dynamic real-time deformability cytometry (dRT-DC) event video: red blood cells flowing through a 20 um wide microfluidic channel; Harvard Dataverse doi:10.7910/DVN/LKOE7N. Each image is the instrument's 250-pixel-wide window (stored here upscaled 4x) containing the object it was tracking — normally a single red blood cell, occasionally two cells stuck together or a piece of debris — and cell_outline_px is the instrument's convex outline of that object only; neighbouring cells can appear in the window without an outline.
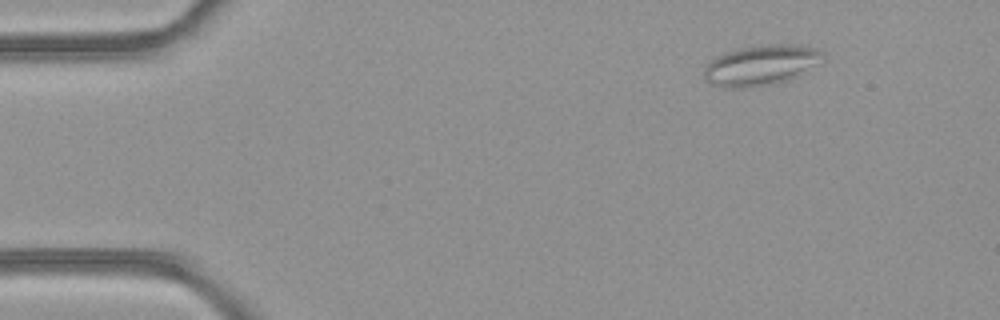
{"species": "common noctule bat (a hibernating species)", "species_latin": "Nyctalus noctula", "temperature_condition": "room temperature", "stored_images_in_passage": 43, "camera_frame_rate_fps": 3000, "um_per_image_px": 0.085, "animal": {"sex": "female", "body_mass_g": 21.9}, "frame": {"image": 1, "passage_image": 1, "time_ms": 0.0, "image_size_px": [1000, 320], "cell_outline_px": [[824, 56], [796, 76], [788, 80], [772, 84], [744, 88], [724, 88], [712, 84], [704, 80], [704, 68], [712, 60], [724, 52], [740, 48], [760, 44], [796, 44], [816, 48], [824, 52]], "centroid_in_image_um": [64.62, 5.53], "position_along_channel_um": 20.4, "area_um2": 27.69}}
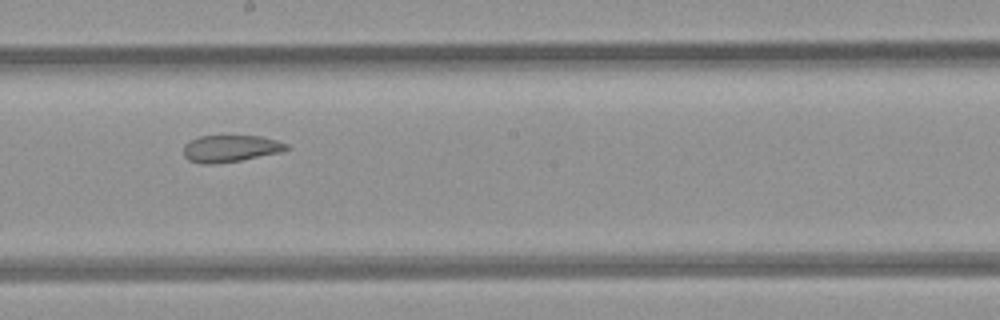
{"frame": {"image": 2, "passage_image": 22, "time_ms": 7.0, "image_size_px": [1000, 320], "cell_outline_px": [[292, 148], [280, 152], [240, 160], [216, 164], [200, 164], [188, 160], [184, 156], [184, 144], [200, 136], [260, 136], [276, 140], [288, 144]], "centroid_in_image_um": [19.59, 12.63], "position_along_channel_um": 228.6, "area_um2": 16.13}}
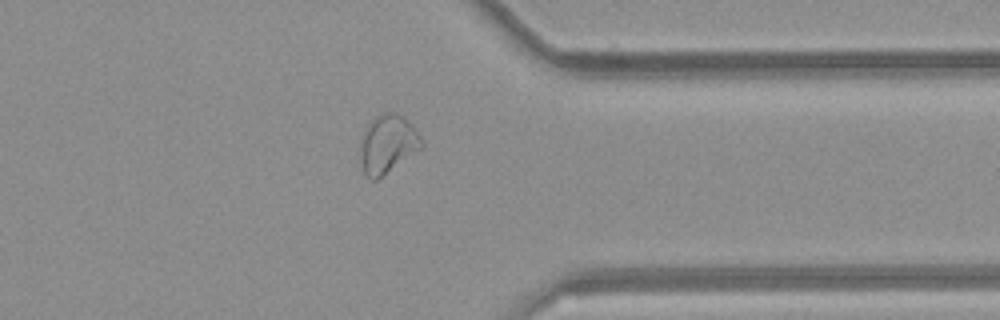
{"frame": {"image": 3, "passage_image": 33, "time_ms": 10.667, "image_size_px": [1000, 320], "cell_outline_px": [[424, 148], [376, 180], [372, 180], [364, 172], [360, 156], [360, 144], [364, 128], [376, 116], [384, 112], [396, 112], [408, 120], [412, 124], [420, 136], [424, 144]], "centroid_in_image_um": [32.97, 12.23], "position_along_channel_um": 378.4, "area_um2": 21.04}, "authors_computed_cell_mechanics": {"area_um2": 21.0392, "velocity_mm_per_s": 4.2959, "shape_relaxation_time_tau1_ms": null, "shape_relaxation_time_tau2_ms": 2.2147, "deformation_change_tau1": null, "deformation_change_tau2": 0.0776}}